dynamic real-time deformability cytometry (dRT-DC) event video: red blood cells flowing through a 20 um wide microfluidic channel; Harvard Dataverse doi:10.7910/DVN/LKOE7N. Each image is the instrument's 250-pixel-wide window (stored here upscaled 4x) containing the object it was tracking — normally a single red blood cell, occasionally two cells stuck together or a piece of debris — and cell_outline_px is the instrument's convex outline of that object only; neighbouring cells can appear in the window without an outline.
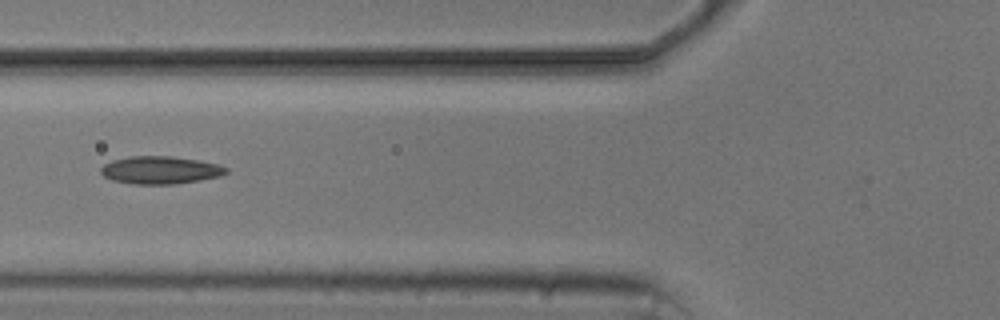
{"species": "common noctule bat (a hibernating species)", "species_latin": "Nyctalus noctula", "temperature_condition": "cold", "stored_images_in_passage": 6, "camera_frame_rate_fps": 3000, "um_per_image_px": 0.085, "animal": {"sex": "male", "body_mass_g": 20.5, "forearm_length_mm": 52.5}, "frame": {"image": 1, "passage_image": 6, "time_ms": 6.667, "image_size_px": [1000, 320], "cell_outline_px": [[228, 172], [220, 176], [200, 180], [172, 184], [136, 184], [112, 180], [104, 176], [100, 172], [100, 168], [104, 164], [112, 160], [128, 156], [172, 156], [220, 164], [228, 168]], "centroid_in_image_um": [13.62, 14.45], "position_along_channel_um": 112.2, "area_um2": 20.23}}